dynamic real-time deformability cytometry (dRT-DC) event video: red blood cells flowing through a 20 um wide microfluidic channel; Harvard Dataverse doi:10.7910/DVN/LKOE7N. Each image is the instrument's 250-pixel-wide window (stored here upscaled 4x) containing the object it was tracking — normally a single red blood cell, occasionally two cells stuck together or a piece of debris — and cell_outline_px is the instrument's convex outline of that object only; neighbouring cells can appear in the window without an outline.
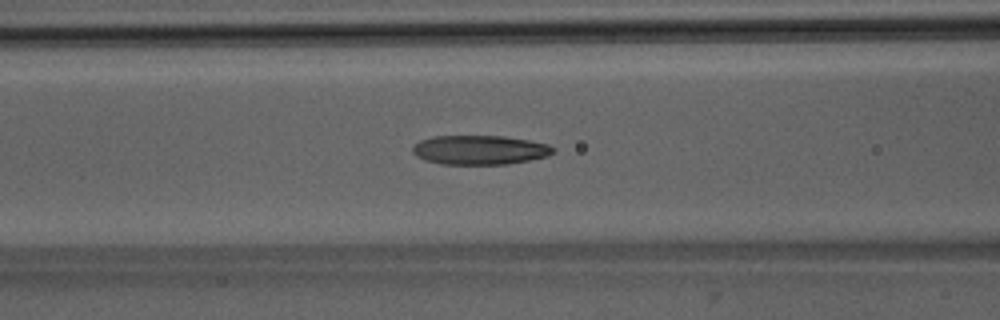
{"species": "Egyptian fruit bat (a non-hibernating species)", "species_latin": "Rousettus aegyptiacus", "temperature_condition": "room temperature", "stored_images_in_passage": 46, "camera_frame_rate_fps": 3000, "um_per_image_px": 0.085, "animal": {"sex": "male"}, "frame": {"image": 1, "passage_image": 21, "time_ms": 6.667, "image_size_px": [1000, 320], "cell_outline_px": [[556, 152], [548, 156], [508, 164], [440, 164], [424, 160], [416, 156], [412, 152], [412, 148], [420, 140], [432, 136], [504, 136], [528, 140], [548, 144], [556, 148]], "centroid_in_image_um": [40.79, 12.74], "position_along_channel_um": 125.8, "area_um2": 24.1}}
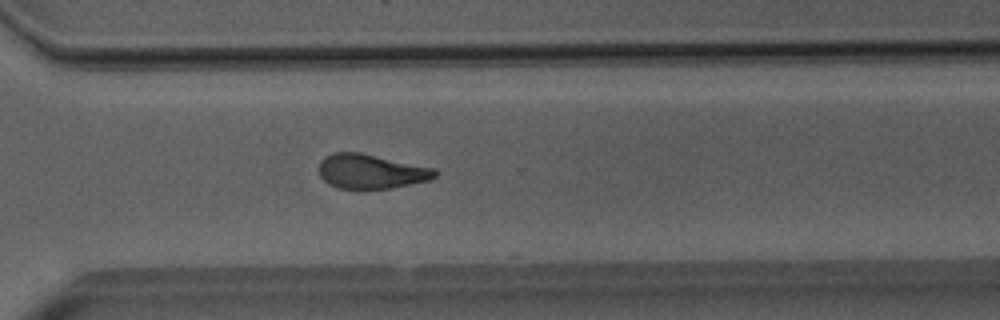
{"frame": {"image": 2, "passage_image": 37, "time_ms": 12.0, "image_size_px": [1000, 320], "cell_outline_px": [[436, 176], [428, 180], [392, 188], [336, 188], [328, 184], [320, 176], [320, 160], [324, 156], [332, 152], [360, 152], [436, 168]], "centroid_in_image_um": [31.52, 14.55], "position_along_channel_um": 339.1, "area_um2": 23.29}}
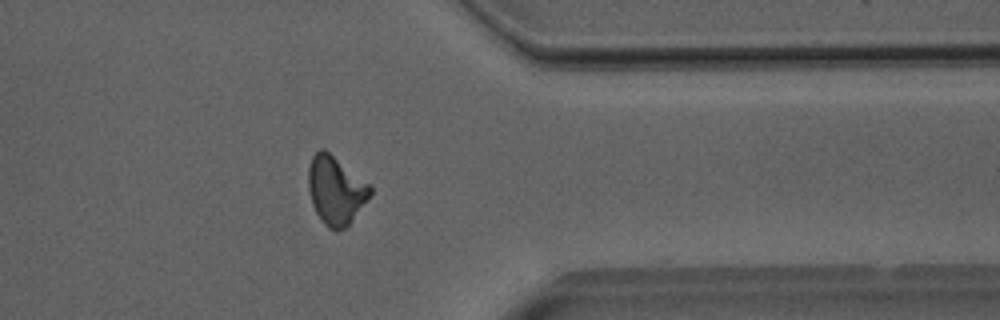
{"frame": {"image": 3, "passage_image": 41, "time_ms": 13.333, "image_size_px": [1000, 320], "cell_outline_px": [[372, 192], [352, 220], [344, 228], [336, 232], [328, 228], [324, 224], [316, 212], [312, 204], [308, 188], [308, 168], [312, 156], [320, 148], [324, 148], [368, 184], [372, 188]], "centroid_in_image_um": [28.5, 16.18], "position_along_channel_um": 382.9, "area_um2": 24.22}}